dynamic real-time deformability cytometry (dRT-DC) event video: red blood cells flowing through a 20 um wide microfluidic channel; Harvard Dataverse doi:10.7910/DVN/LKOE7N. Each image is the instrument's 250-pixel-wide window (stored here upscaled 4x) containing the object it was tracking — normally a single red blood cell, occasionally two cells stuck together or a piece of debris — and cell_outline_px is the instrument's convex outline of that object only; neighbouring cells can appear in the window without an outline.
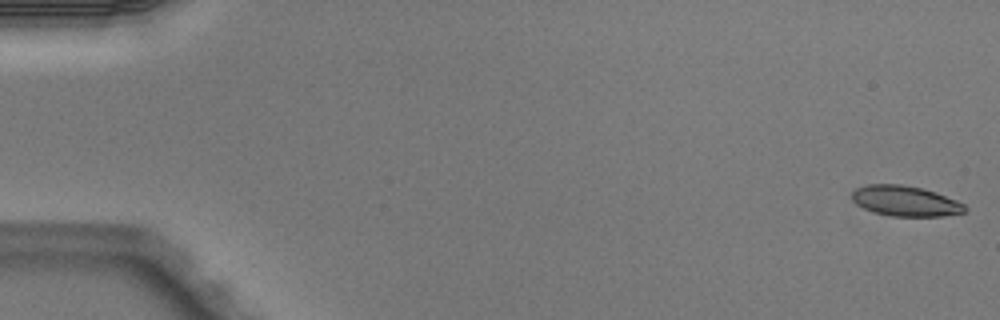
{"species": "Egyptian fruit bat (a non-hibernating species)", "species_latin": "Rousettus aegyptiacus", "temperature_condition": "warm", "stored_images_in_passage": 5, "camera_frame_rate_fps": 3000, "um_per_image_px": 0.085, "animal": {"sex": "male"}, "frame": {"image": 1, "passage_image": 1, "time_ms": 0.0, "image_size_px": [1000, 320], "cell_outline_px": [[968, 208], [964, 212], [944, 216], [892, 216], [872, 212], [856, 204], [852, 200], [852, 192], [856, 188], [868, 184], [900, 184], [920, 188], [936, 192], [956, 200], [964, 204]], "centroid_in_image_um": [76.94, 17.09], "position_along_channel_um": 8.1, "area_um2": 20.0}}